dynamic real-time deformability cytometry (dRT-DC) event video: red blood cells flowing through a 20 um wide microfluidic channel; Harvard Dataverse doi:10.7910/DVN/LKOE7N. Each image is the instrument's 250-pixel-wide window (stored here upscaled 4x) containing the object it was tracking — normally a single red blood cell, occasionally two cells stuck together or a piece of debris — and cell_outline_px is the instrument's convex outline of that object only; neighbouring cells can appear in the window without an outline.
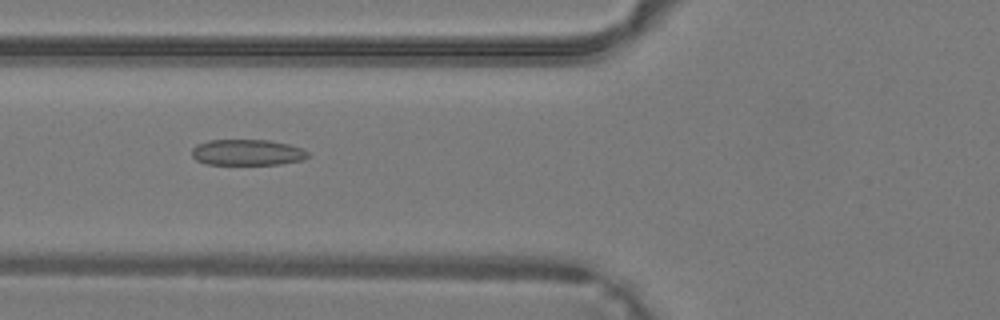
{"species": "common noctule bat (a hibernating species)", "species_latin": "Nyctalus noctula", "temperature_condition": "warm", "stored_images_in_passage": 31, "camera_frame_rate_fps": 3000, "um_per_image_px": 0.085, "animal": {"sex": "male", "body_mass_g": 19.2, "forearm_length_mm": 51.8}, "frame": {"image": 1, "passage_image": 6, "time_ms": 1.667, "image_size_px": [1000, 320], "cell_outline_px": [[308, 156], [304, 160], [280, 164], [204, 164], [196, 160], [192, 156], [192, 148], [196, 144], [208, 140], [268, 140], [288, 144], [300, 148], [308, 152]], "centroid_in_image_um": [20.98, 12.95], "position_along_channel_um": 104.8, "area_um2": 17.57}}
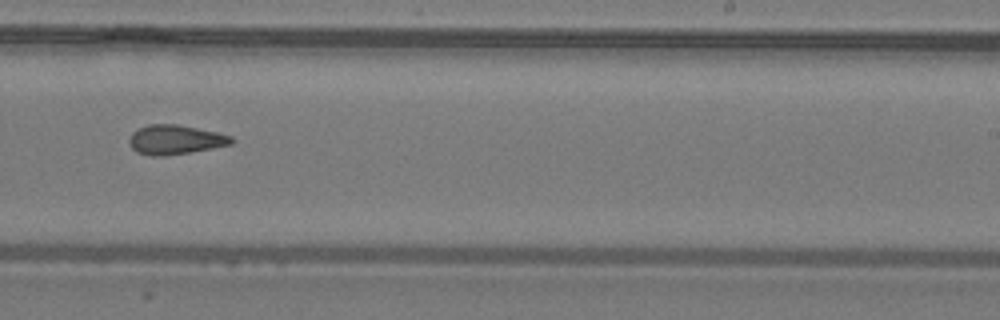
{"frame": {"image": 2, "passage_image": 16, "time_ms": 5.0, "image_size_px": [1000, 320], "cell_outline_px": [[236, 140], [232, 144], [212, 148], [164, 156], [152, 156], [136, 152], [128, 144], [128, 140], [132, 132], [136, 128], [148, 124], [176, 124], [216, 132], [232, 136]], "centroid_in_image_um": [14.86, 11.87], "position_along_channel_um": 274.1, "area_um2": 17.63}}
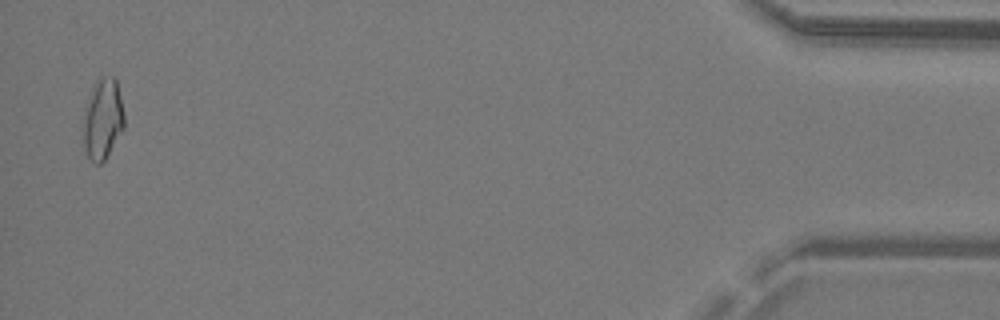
{"frame": {"image": 3, "passage_image": 30, "time_ms": 9.667, "image_size_px": [1000, 320], "cell_outline_px": [[124, 128], [104, 160], [100, 164], [96, 164], [88, 156], [84, 148], [84, 108], [92, 88], [104, 76], [112, 76], [116, 80], [124, 112]], "centroid_in_image_um": [8.74, 10.13], "position_along_channel_um": 426.5, "area_um2": 18.9}}